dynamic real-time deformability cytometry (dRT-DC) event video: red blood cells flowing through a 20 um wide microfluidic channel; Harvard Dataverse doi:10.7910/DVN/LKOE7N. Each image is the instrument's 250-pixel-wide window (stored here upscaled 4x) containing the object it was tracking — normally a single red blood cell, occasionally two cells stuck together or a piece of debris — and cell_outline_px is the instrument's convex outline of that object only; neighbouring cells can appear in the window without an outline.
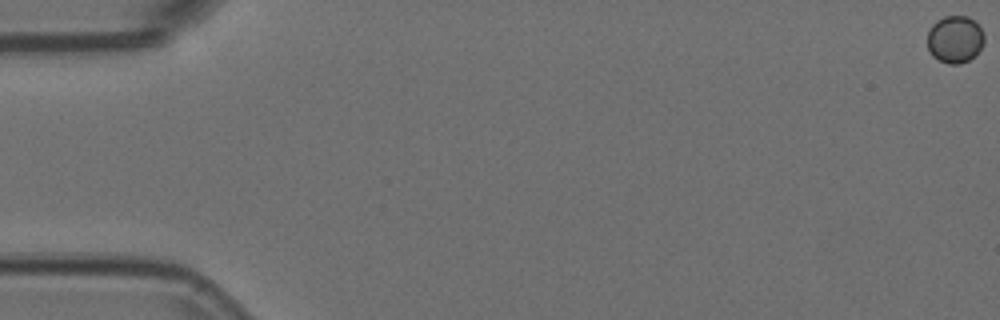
{"species": "Egyptian fruit bat (a non-hibernating species)", "species_latin": "Rousettus aegyptiacus", "temperature_condition": "room temperature", "stored_images_in_passage": 13, "camera_frame_rate_fps": 3000, "um_per_image_px": 0.085, "animal": {"sex": "female"}, "frame": {"image": 1, "passage_image": 1, "time_ms": 0.0, "image_size_px": [1000, 320], "cell_outline_px": [[984, 44], [976, 56], [960, 64], [948, 64], [932, 56], [928, 48], [928, 32], [932, 24], [936, 20], [944, 16], [968, 16], [980, 28], [984, 36]], "centroid_in_image_um": [81.17, 3.35], "position_along_channel_um": 3.8, "area_um2": 15.72}}